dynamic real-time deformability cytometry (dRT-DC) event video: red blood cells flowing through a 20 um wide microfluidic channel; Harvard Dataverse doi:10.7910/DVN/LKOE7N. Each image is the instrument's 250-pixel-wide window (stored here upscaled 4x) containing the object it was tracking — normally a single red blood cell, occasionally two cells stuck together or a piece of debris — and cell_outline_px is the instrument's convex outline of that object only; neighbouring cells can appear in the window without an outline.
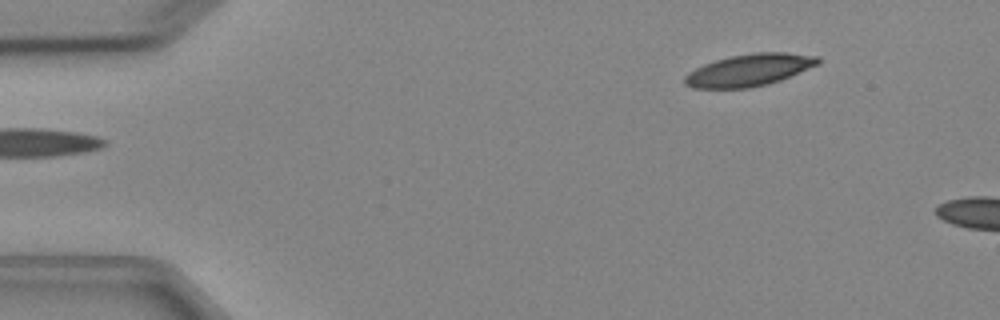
{"species": "Egyptian fruit bat (a non-hibernating species)", "species_latin": "Rousettus aegyptiacus", "temperature_condition": "cold", "stored_images_in_passage": 5, "segment_of_instrument_passage": [2, 2], "camera_frame_rate_fps": 3000, "um_per_image_px": 0.085, "animal": {"sex": "female"}, "frame": {"image": 1, "passage_image": 5, "time_ms": 5.333, "image_size_px": [1000, 320], "cell_outline_px": [[820, 64], [780, 80], [768, 84], [752, 88], [692, 88], [684, 84], [684, 76], [688, 72], [704, 64], [716, 60], [732, 56], [752, 52], [788, 52], [820, 56]], "centroid_in_image_um": [63.71, 5.95], "position_along_channel_um": 21.3, "area_um2": 25.09}}